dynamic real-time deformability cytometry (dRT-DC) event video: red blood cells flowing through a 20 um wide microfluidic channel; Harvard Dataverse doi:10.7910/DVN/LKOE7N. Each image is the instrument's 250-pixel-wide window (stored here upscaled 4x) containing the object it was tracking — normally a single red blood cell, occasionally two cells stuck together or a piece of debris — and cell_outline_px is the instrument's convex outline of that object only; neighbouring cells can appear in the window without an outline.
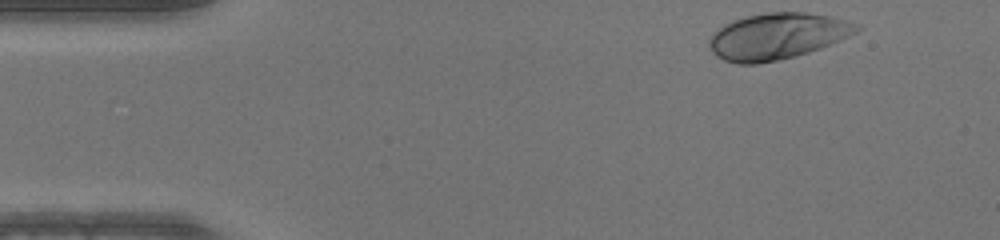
{"species": "human", "species_latin": "Homo sapiens", "temperature_condition": "warm", "stored_images_in_passage": 37, "camera_frame_rate_fps": 3000, "um_per_image_px": 0.085, "donor": {"sex": "male"}, "frame": {"image": 1, "passage_image": 1, "time_ms": 0.0, "image_size_px": [1000, 240], "cell_outline_px": [[864, 28], [840, 40], [820, 48], [796, 56], [756, 64], [736, 64], [724, 60], [716, 56], [712, 52], [708, 44], [708, 40], [724, 24], [748, 16], [768, 12], [804, 12], [828, 16], [860, 24]], "centroid_in_image_um": [66.07, 3.08], "position_along_channel_um": 18.9, "area_um2": 39.42}}
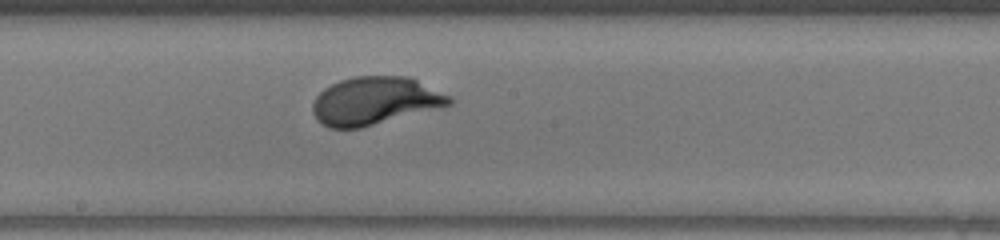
{"frame": {"image": 2, "passage_image": 22, "time_ms": 7.0, "image_size_px": [1000, 240], "cell_outline_px": [[456, 100], [452, 104], [360, 128], [328, 128], [320, 124], [316, 120], [312, 112], [312, 104], [316, 96], [324, 88], [340, 80], [356, 76], [408, 76], [452, 96]], "centroid_in_image_um": [31.85, 8.57], "position_along_channel_um": 216.4, "area_um2": 38.15}}
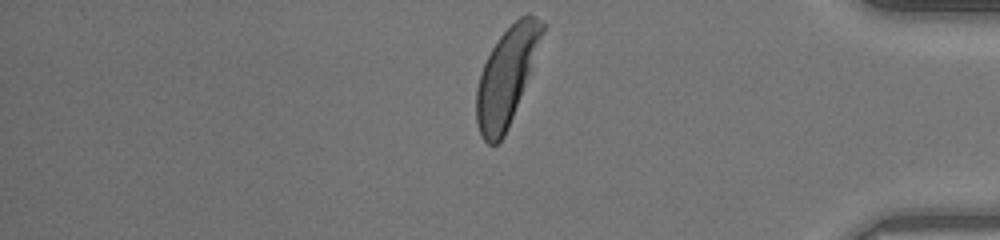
{"frame": {"image": 3, "passage_image": 37, "time_ms": 12.0, "image_size_px": [1000, 240], "cell_outline_px": [[544, 32], [508, 128], [504, 136], [496, 144], [488, 144], [484, 140], [480, 132], [476, 120], [476, 88], [480, 72], [492, 48], [500, 36], [520, 16], [528, 12], [540, 20], [544, 24]], "centroid_in_image_um": [43.02, 6.49], "position_along_channel_um": 392.2, "area_um2": 36.18}}